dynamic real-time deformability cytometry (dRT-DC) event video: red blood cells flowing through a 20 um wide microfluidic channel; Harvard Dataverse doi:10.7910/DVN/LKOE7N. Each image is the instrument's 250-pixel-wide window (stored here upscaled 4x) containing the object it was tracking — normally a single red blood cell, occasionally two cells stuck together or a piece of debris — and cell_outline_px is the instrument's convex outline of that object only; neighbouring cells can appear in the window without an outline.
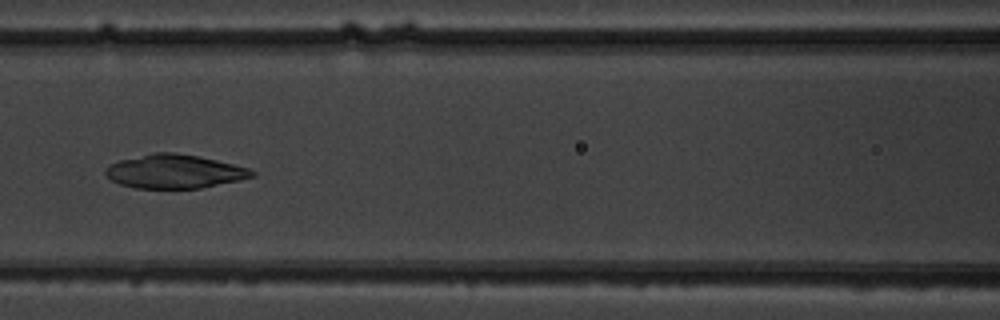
{"species": "common noctule bat (a hibernating species)", "species_latin": "Nyctalus noctula", "temperature_condition": "warm", "stored_images_in_passage": 9, "camera_frame_rate_fps": 3000, "um_per_image_px": 0.085, "animal": {"sex": "male", "body_mass_g": 19.5, "forearm_length_mm": 54.6}, "frame": {"image": 1, "passage_image": 6, "time_ms": 6.0, "image_size_px": [1000, 320], "cell_outline_px": [[256, 176], [240, 180], [200, 188], [136, 188], [120, 184], [112, 180], [104, 172], [104, 168], [108, 164], [120, 160], [152, 152], [176, 152], [200, 156], [248, 168], [256, 172]], "centroid_in_image_um": [14.82, 14.56], "position_along_channel_um": 151.8, "area_um2": 28.9}}
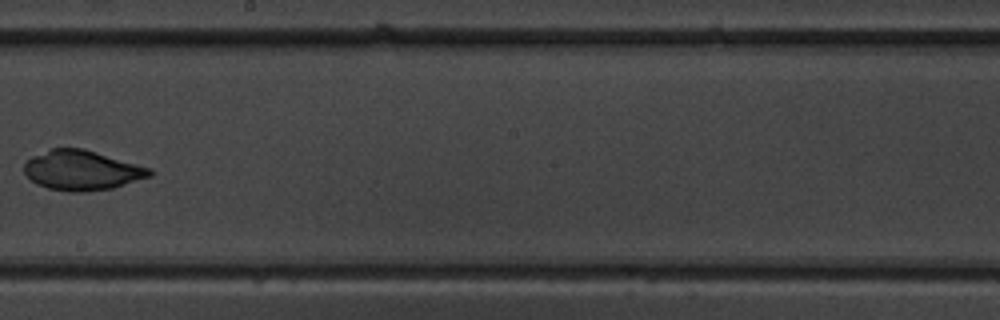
{"frame": {"image": 2, "passage_image": 8, "time_ms": 8.333, "image_size_px": [1000, 320], "cell_outline_px": [[152, 176], [112, 188], [84, 192], [68, 192], [48, 188], [36, 184], [24, 172], [24, 164], [32, 156], [52, 148], [84, 148], [152, 168]], "centroid_in_image_um": [6.98, 14.47], "position_along_channel_um": 241.2, "area_um2": 29.19}}
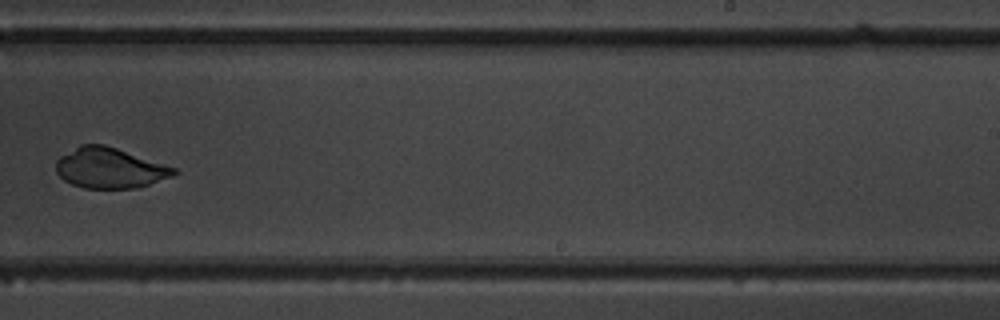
{"frame": {"image": 3, "passage_image": 9, "time_ms": 9.333, "image_size_px": [1000, 320], "cell_outline_px": [[180, 172], [172, 176], [136, 188], [84, 188], [72, 184], [64, 180], [56, 172], [56, 160], [60, 156], [80, 144], [104, 144], [176, 168]], "centroid_in_image_um": [9.3, 14.28], "position_along_channel_um": 279.7, "area_um2": 27.57}}